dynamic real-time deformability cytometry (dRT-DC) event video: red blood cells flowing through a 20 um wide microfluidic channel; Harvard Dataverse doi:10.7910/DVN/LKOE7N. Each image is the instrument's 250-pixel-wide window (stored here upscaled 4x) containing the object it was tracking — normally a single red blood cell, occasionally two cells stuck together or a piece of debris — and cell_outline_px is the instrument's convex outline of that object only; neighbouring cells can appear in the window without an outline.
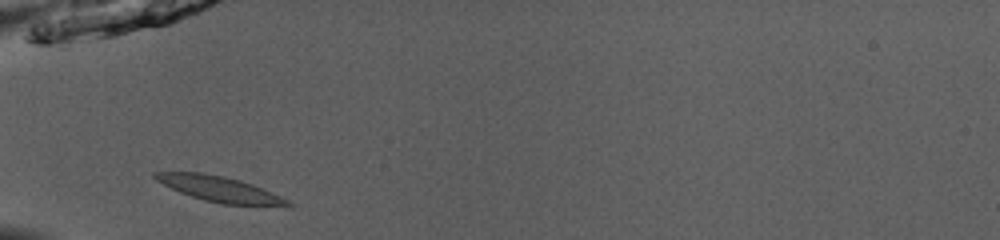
{"species": "common noctule bat (a hibernating species)", "species_latin": "Nyctalus noctula", "temperature_condition": "room temperature", "stored_images_in_passage": 34, "camera_frame_rate_fps": 3000, "um_per_image_px": 0.085, "animal": {"sex": "male", "body_mass_g": 13.0, "forearm_length_mm": 53.1}, "frame": {"image": 1, "passage_image": 1, "time_ms": 0.0, "image_size_px": [1000, 240], "cell_outline_px": [[292, 204], [220, 204], [204, 200], [180, 192], [156, 180], [152, 176], [152, 172], [204, 172], [224, 176], [240, 180], [264, 188], [288, 200]], "centroid_in_image_um": [18.56, 16.02], "position_along_channel_um": 66.4, "area_um2": 19.13}}
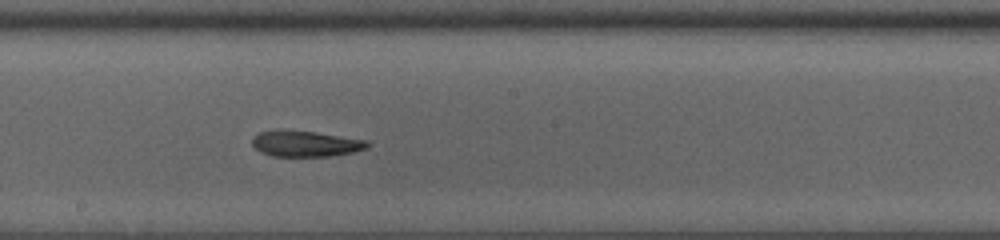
{"frame": {"image": 2, "passage_image": 13, "time_ms": 4.0, "image_size_px": [1000, 240], "cell_outline_px": [[372, 144], [364, 148], [352, 152], [332, 156], [272, 156], [260, 152], [252, 144], [252, 136], [260, 132], [316, 132], [368, 140]], "centroid_in_image_um": [26.02, 12.24], "position_along_channel_um": 222.2, "area_um2": 16.88}}
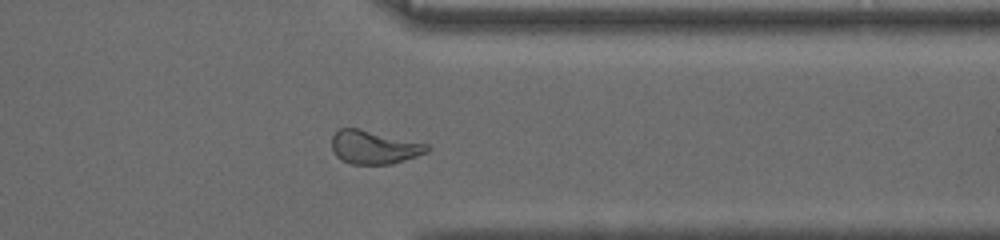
{"frame": {"image": 3, "passage_image": 25, "time_ms": 8.0, "image_size_px": [1000, 240], "cell_outline_px": [[432, 148], [428, 152], [392, 164], [352, 164], [340, 160], [336, 156], [332, 148], [332, 136], [340, 128], [356, 128], [428, 144]], "centroid_in_image_um": [31.79, 12.53], "position_along_channel_um": 379.6, "area_um2": 18.44}, "authors_computed_cell_mechanics": {"area_um2": 18.0047, "velocity_mm_per_s": 3.9574, "shape_relaxation_time_tau1_ms": 7.6541, "shape_relaxation_time_tau2_ms": 3.5366, "deformation_change_tau1": 0.1752, "deformation_change_tau2": 0.1119}}